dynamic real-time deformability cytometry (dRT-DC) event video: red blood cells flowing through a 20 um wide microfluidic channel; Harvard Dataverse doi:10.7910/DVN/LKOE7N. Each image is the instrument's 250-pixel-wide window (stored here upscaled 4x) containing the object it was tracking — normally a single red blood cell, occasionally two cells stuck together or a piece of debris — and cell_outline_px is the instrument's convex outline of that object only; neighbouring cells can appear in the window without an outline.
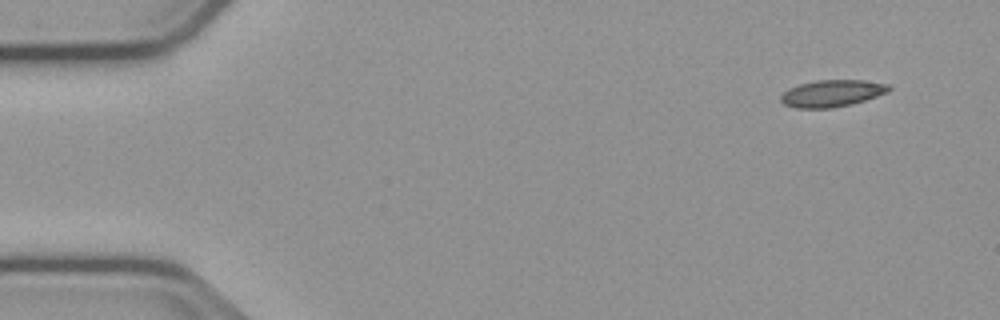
{"species": "common noctule bat (a hibernating species)", "species_latin": "Nyctalus noctula", "temperature_condition": "cold", "stored_images_in_passage": 52, "camera_frame_rate_fps": 3000, "um_per_image_px": 0.085, "animal": {"sex": "male", "body_mass_g": 23.1, "forearm_length_mm": 52.7}, "frame": {"image": 1, "passage_image": 1, "time_ms": 0.0, "image_size_px": [1000, 320], "cell_outline_px": [[892, 88], [888, 92], [852, 104], [832, 108], [796, 108], [784, 104], [780, 100], [780, 96], [788, 88], [800, 84], [816, 80], [864, 80], [888, 84]], "centroid_in_image_um": [70.71, 7.93], "position_along_channel_um": 14.3, "area_um2": 16.94}}
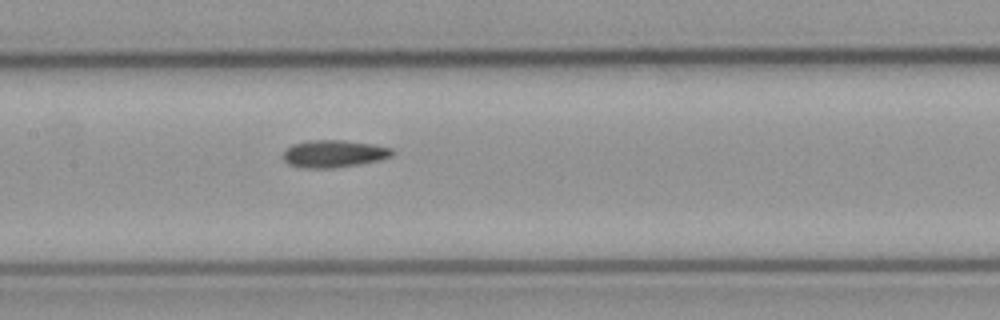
{"frame": {"image": 2, "passage_image": 23, "time_ms": 7.333, "image_size_px": [1000, 320], "cell_outline_px": [[396, 152], [392, 156], [380, 160], [360, 164], [332, 168], [300, 168], [288, 164], [284, 160], [284, 152], [292, 144], [308, 140], [344, 140], [372, 144], [392, 148]], "centroid_in_image_um": [28.4, 13.07], "position_along_channel_um": 179.0, "area_um2": 17.51}}
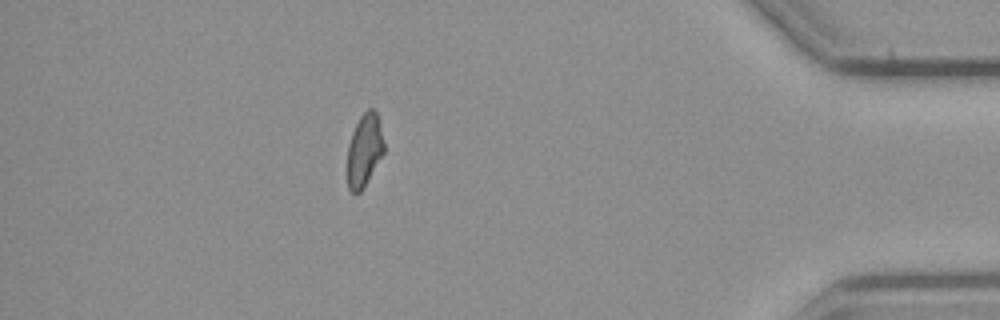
{"frame": {"image": 3, "passage_image": 45, "time_ms": 14.667, "image_size_px": [1000, 320], "cell_outline_px": [[384, 152], [364, 188], [356, 196], [348, 188], [348, 144], [352, 132], [360, 116], [368, 108], [372, 108], [376, 112], [380, 120], [384, 144]], "centroid_in_image_um": [30.98, 12.77], "position_along_channel_um": 404.2, "area_um2": 15.66}, "authors_computed_cell_mechanics": {"area_um2": 16.7042, "velocity_mm_per_s": 3.744, "shape_relaxation_time_tau1_ms": null, "shape_relaxation_time_tau2_ms": 7.118, "deformation_change_tau1": null, "deformation_change_tau2": 0.1487}}